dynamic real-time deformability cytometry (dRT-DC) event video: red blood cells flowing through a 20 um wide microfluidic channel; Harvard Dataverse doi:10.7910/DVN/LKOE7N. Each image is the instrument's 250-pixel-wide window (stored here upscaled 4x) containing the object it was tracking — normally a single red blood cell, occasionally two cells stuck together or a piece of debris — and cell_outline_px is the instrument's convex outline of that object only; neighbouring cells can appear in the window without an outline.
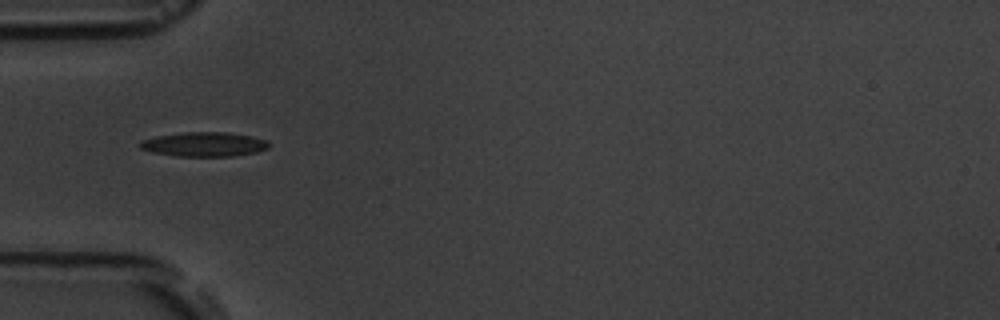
{"species": "common noctule bat (a hibernating species)", "species_latin": "Nyctalus noctula", "temperature_condition": "room temperature", "stored_images_in_passage": 11, "camera_frame_rate_fps": 3000, "um_per_image_px": 0.085, "animal": {"sex": "male", "body_mass_g": 19.5, "forearm_length_mm": 54.6}, "frame": {"image": 1, "passage_image": 1, "time_ms": 0.0, "image_size_px": [1000, 320], "cell_outline_px": [[268, 148], [256, 152], [232, 156], [176, 156], [152, 152], [140, 148], [136, 144], [140, 140], [156, 136], [184, 132], [228, 132], [252, 136], [264, 140], [268, 144]], "centroid_in_image_um": [17.28, 12.26], "position_along_channel_um": 67.7, "area_um2": 18.32}}
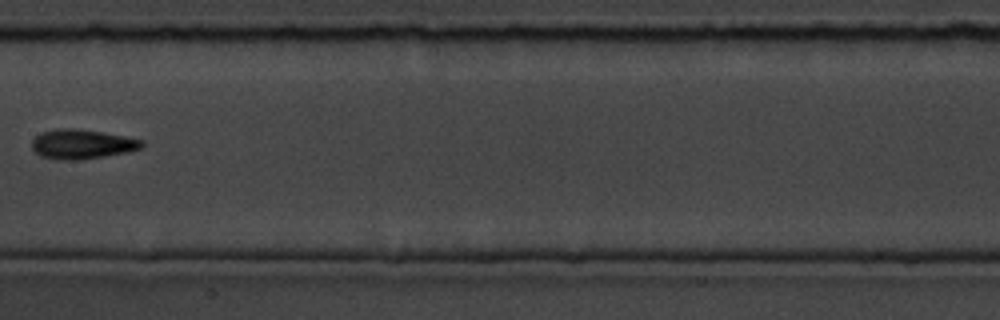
{"frame": {"image": 2, "passage_image": 4, "time_ms": 3.667, "image_size_px": [1000, 320], "cell_outline_px": [[144, 144], [140, 148], [128, 152], [80, 160], [64, 160], [40, 156], [32, 148], [32, 140], [40, 132], [56, 128], [72, 128], [104, 132], [144, 140]], "centroid_in_image_um": [6.96, 12.24], "position_along_channel_um": 200.4, "area_um2": 18.96}}
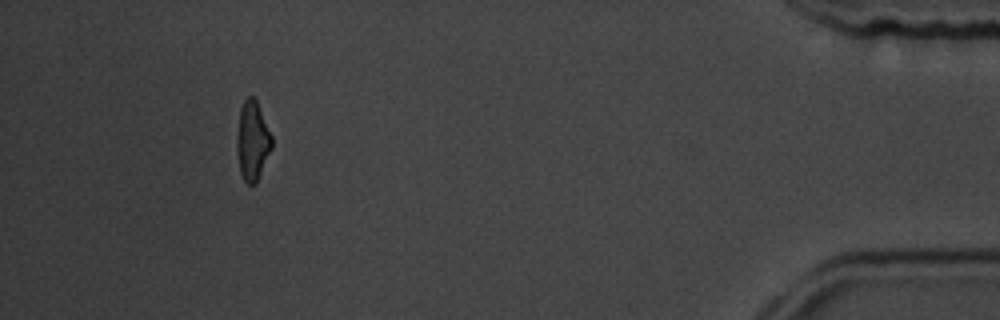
{"frame": {"image": 3, "passage_image": 10, "time_ms": 11.333, "image_size_px": [1000, 320], "cell_outline_px": [[272, 148], [256, 184], [248, 184], [244, 180], [240, 172], [236, 144], [236, 136], [240, 108], [244, 100], [248, 96], [252, 96], [256, 100], [272, 136]], "centroid_in_image_um": [21.45, 11.97], "position_along_channel_um": 413.7, "area_um2": 16.13}, "authors_computed_cell_mechanics": {"area_um2": 16.8776, "velocity_mm_per_s": 3.628, "shape_relaxation_time_tau1_ms": 2.4978, "shape_relaxation_time_tau2_ms": 3.9765, "deformation_change_tau1": 0.1042, "deformation_change_tau2": 0.1199}}